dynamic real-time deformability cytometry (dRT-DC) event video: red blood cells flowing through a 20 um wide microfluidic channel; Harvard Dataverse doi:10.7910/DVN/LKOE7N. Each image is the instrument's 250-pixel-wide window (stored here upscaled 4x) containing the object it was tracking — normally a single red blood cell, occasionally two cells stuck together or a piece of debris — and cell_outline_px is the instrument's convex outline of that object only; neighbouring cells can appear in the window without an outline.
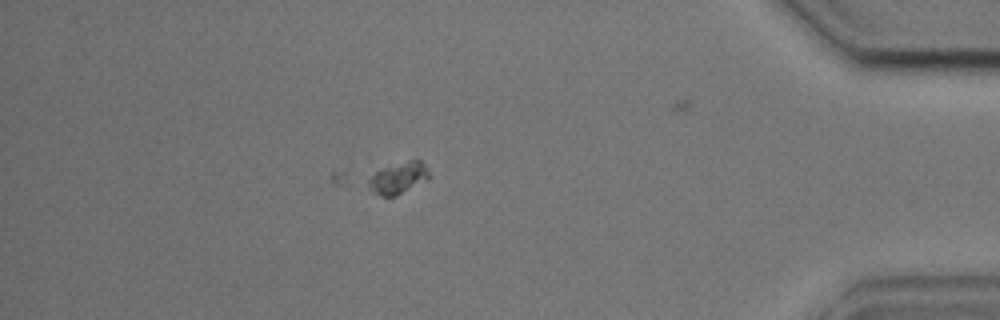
{"species": "common noctule bat (a hibernating species)", "species_latin": "Nyctalus noctula", "temperature_condition": "cold", "stored_images_in_passage": 37, "segment_of_instrument_passage": [2, 2], "camera_frame_rate_fps": 3000, "um_per_image_px": 0.085, "animal": {"sex": "male", "body_mass_g": 17.9, "forearm_length_mm": 54.2}, "frame": {"image": 1, "passage_image": 37, "time_ms": 12.0, "image_size_px": [1000, 320], "cell_outline_px": [[432, 176], [396, 196], [380, 196], [368, 188], [368, 180], [376, 172], [384, 168], [412, 160], [420, 160], [424, 164]], "centroid_in_image_um": [33.87, 15.15], "position_along_channel_um": 401.3, "area_um2": 10.75}}